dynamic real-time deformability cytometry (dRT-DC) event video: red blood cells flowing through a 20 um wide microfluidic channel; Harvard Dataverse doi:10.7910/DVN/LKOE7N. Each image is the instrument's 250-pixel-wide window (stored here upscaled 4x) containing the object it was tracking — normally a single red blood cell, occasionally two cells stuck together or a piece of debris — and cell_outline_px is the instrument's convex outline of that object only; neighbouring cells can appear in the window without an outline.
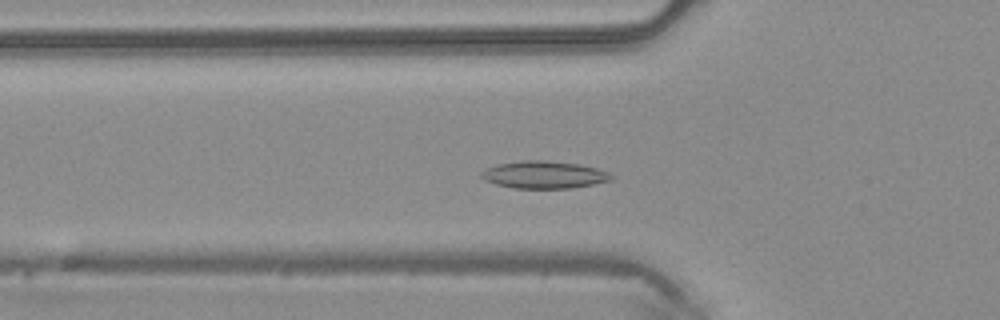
{"species": "common noctule bat (a hibernating species)", "species_latin": "Nyctalus noctula", "temperature_condition": "warm", "stored_images_in_passage": 44, "camera_frame_rate_fps": 3000, "um_per_image_px": 0.085, "animal": {"sex": "male", "body_mass_g": 20.4}, "frame": {"image": 1, "passage_image": 12, "time_ms": 3.667, "image_size_px": [1000, 320], "cell_outline_px": [[612, 180], [572, 188], [512, 188], [496, 184], [484, 180], [480, 176], [480, 172], [496, 164], [524, 160], [544, 160], [580, 164], [596, 168], [608, 172], [612, 176]], "centroid_in_image_um": [46.22, 14.85], "position_along_channel_um": 79.6, "area_um2": 20.69}}
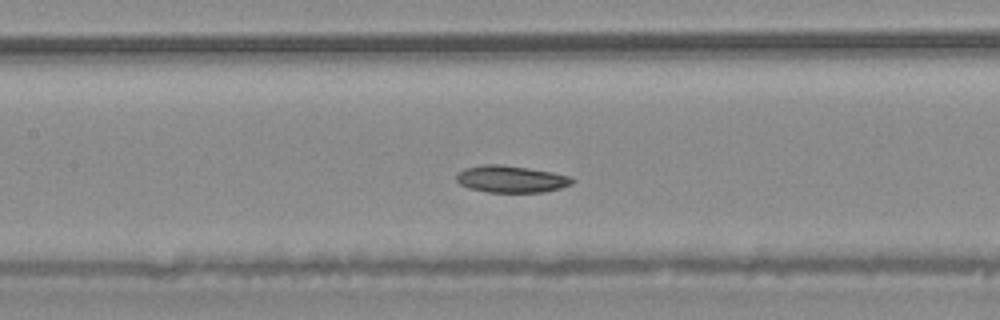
{"frame": {"image": 2, "passage_image": 18, "time_ms": 5.667, "image_size_px": [1000, 320], "cell_outline_px": [[576, 180], [572, 184], [560, 188], [544, 192], [488, 192], [468, 188], [460, 184], [456, 180], [456, 176], [464, 168], [484, 164], [500, 164], [528, 168], [552, 172], [572, 176]], "centroid_in_image_um": [43.47, 15.22], "position_along_channel_um": 163.9, "area_um2": 18.26}}
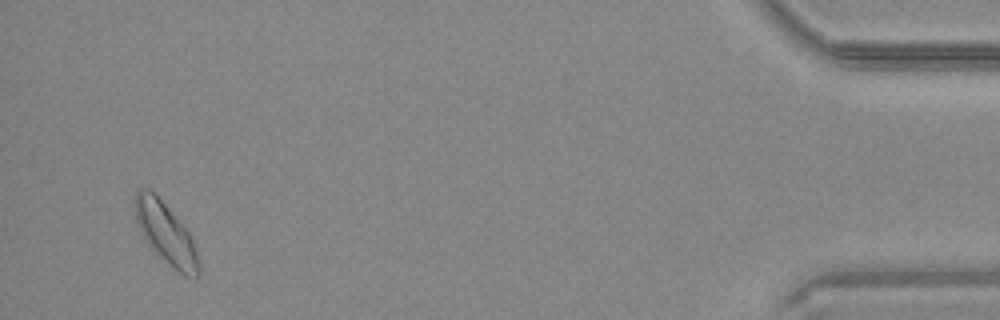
{"frame": {"image": 3, "passage_image": 42, "time_ms": 13.667, "image_size_px": [1000, 320], "cell_outline_px": [[200, 276], [196, 280], [184, 276], [172, 268], [148, 244], [136, 224], [132, 200], [136, 192], [140, 188], [148, 188], [164, 204], [192, 236], [196, 248], [200, 264]], "centroid_in_image_um": [14.1, 19.88], "position_along_channel_um": 421.1, "area_um2": 22.95}, "authors_computed_cell_mechanics": {"area_um2": 19.0451, "velocity_mm_per_s": 4.1957, "shape_relaxation_time_tau1_ms": 5.3824, "shape_relaxation_time_tau2_ms": null, "deformation_change_tau1": 0.0871, "deformation_change_tau2": null}}